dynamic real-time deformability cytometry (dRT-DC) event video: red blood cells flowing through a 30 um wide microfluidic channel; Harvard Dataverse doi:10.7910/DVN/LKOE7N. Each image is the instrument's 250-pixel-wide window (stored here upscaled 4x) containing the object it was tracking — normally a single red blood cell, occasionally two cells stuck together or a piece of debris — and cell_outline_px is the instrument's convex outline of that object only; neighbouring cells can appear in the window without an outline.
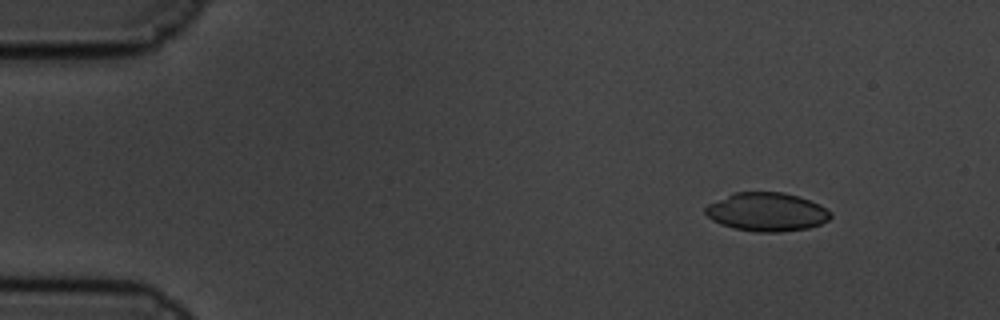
{"species": "common noctule bat (a hibernating species)", "species_latin": "Nyctalus noctula", "temperature_condition": "cold", "stored_images_in_passage": 54, "camera_frame_rate_fps": 3000, "um_per_image_px": 0.085, "animal": {"sex": "male", "body_mass_g": 19.5, "forearm_length_mm": 54.6}, "frame": {"image": 1, "passage_image": 1, "time_ms": 0.0, "image_size_px": [1000, 320], "cell_outline_px": [[832, 216], [828, 220], [820, 224], [808, 228], [780, 232], [756, 232], [732, 228], [720, 224], [712, 220], [704, 212], [704, 208], [708, 204], [736, 192], [784, 192], [820, 204], [832, 212]], "centroid_in_image_um": [65.18, 18.02], "position_along_channel_um": 19.8, "area_um2": 28.15}}
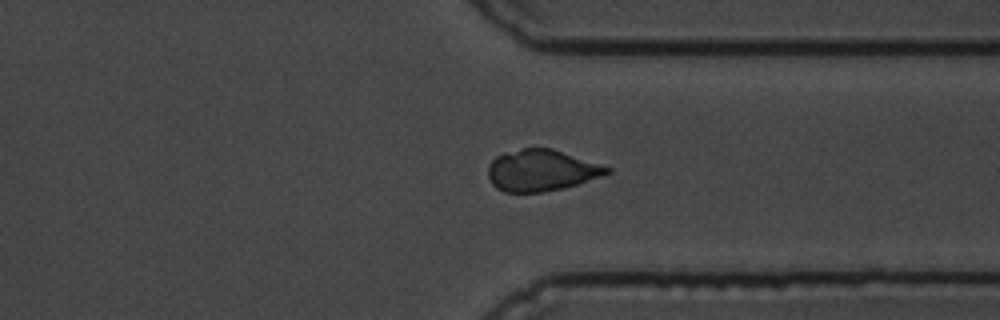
{"frame": {"image": 2, "passage_image": 40, "time_ms": 13.0, "image_size_px": [1000, 320], "cell_outline_px": [[612, 172], [564, 188], [544, 192], [504, 192], [496, 188], [492, 184], [488, 176], [488, 168], [492, 160], [496, 156], [520, 148], [552, 148], [612, 168]], "centroid_in_image_um": [46.0, 14.48], "position_along_channel_um": 365.4, "area_um2": 28.55}}
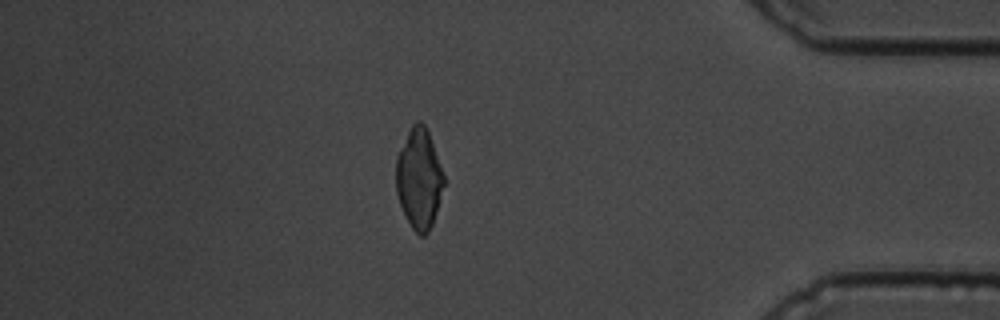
{"frame": {"image": 3, "passage_image": 46, "time_ms": 15.0, "image_size_px": [1000, 320], "cell_outline_px": [[444, 184], [432, 224], [428, 232], [424, 236], [420, 236], [412, 228], [400, 204], [396, 192], [396, 156], [412, 124], [416, 120], [420, 120], [424, 124], [428, 132], [444, 176]], "centroid_in_image_um": [35.6, 15.17], "position_along_channel_um": 399.6, "area_um2": 27.51}, "authors_computed_cell_mechanics": {"area_um2": 29.5936, "velocity_mm_per_s": 3.3602, "shape_relaxation_time_tau1_ms": 6.7327, "shape_relaxation_time_tau2_ms": null, "deformation_change_tau1": 0.1752, "deformation_change_tau2": null}}